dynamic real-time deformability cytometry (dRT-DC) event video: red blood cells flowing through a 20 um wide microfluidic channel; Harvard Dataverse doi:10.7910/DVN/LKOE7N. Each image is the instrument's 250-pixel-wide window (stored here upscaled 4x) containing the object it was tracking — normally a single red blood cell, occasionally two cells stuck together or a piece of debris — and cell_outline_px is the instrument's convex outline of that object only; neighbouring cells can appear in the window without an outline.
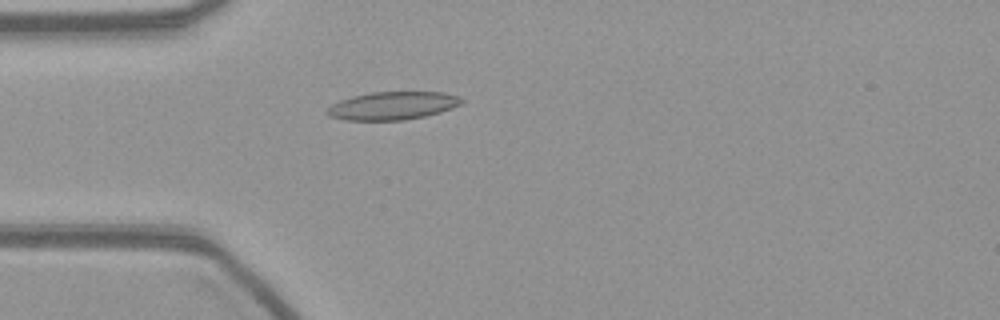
{"species": "common noctule bat (a hibernating species)", "species_latin": "Nyctalus noctula", "temperature_condition": "warm", "stored_images_in_passage": 45, "camera_frame_rate_fps": 3000, "um_per_image_px": 0.085, "animal": {"sex": "female", "body_mass_g": 21.9}, "frame": {"image": 1, "passage_image": 5, "time_ms": 1.333, "image_size_px": [1000, 320], "cell_outline_px": [[464, 104], [440, 112], [424, 116], [404, 120], [344, 120], [328, 116], [324, 112], [332, 104], [340, 100], [352, 96], [372, 92], [444, 92], [460, 96], [464, 100]], "centroid_in_image_um": [33.39, 8.98], "position_along_channel_um": 51.6, "area_um2": 22.14}}
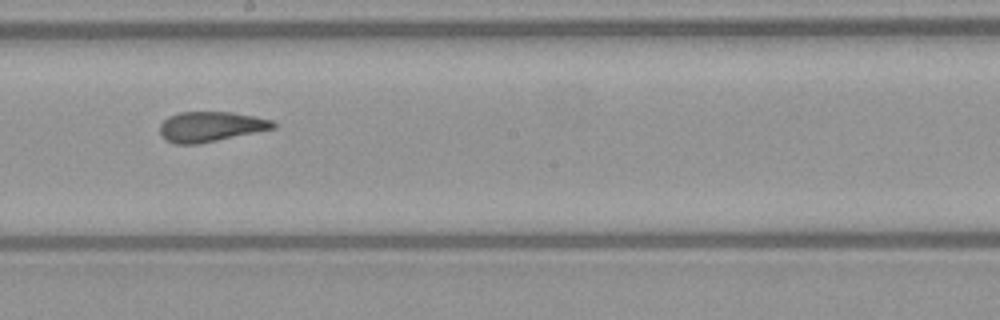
{"frame": {"image": 2, "passage_image": 20, "time_ms": 6.333, "image_size_px": [1000, 320], "cell_outline_px": [[276, 128], [200, 144], [176, 144], [160, 136], [160, 124], [168, 116], [180, 112], [232, 112], [272, 120], [276, 124]], "centroid_in_image_um": [17.89, 10.77], "position_along_channel_um": 230.3, "area_um2": 19.88}}
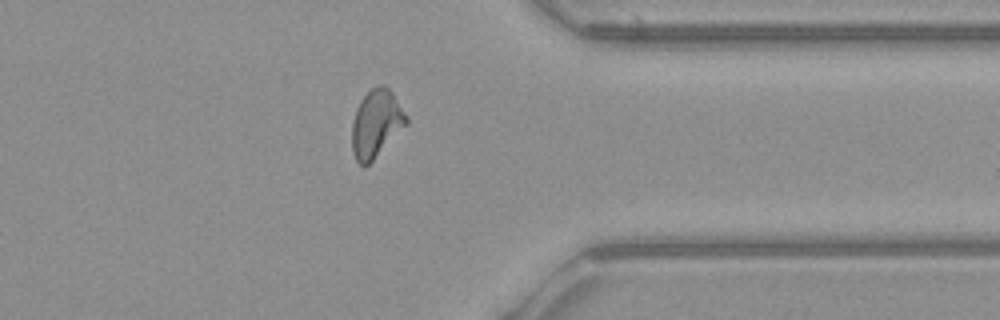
{"frame": {"image": 3, "passage_image": 33, "time_ms": 10.667, "image_size_px": [1000, 320], "cell_outline_px": [[408, 124], [364, 168], [356, 160], [352, 152], [352, 124], [356, 108], [360, 100], [372, 88], [380, 84], [384, 84], [392, 92], [408, 116]], "centroid_in_image_um": [31.98, 10.5], "position_along_channel_um": 379.4, "area_um2": 21.39}}